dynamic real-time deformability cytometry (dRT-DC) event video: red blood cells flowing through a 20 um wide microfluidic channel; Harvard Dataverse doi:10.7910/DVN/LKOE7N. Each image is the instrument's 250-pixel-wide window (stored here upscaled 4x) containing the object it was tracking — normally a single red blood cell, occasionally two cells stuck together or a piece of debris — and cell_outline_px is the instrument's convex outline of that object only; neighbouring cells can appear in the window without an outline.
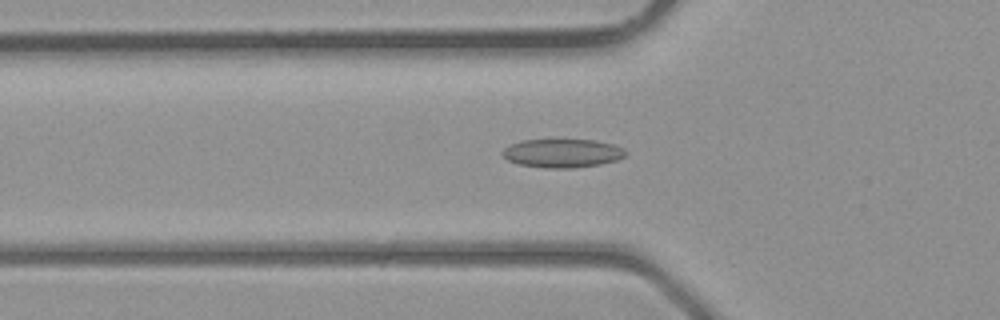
{"species": "common noctule bat (a hibernating species)", "species_latin": "Nyctalus noctula", "temperature_condition": "room temperature", "stored_images_in_passage": 41, "camera_frame_rate_fps": 3000, "um_per_image_px": 0.085, "animal": {"sex": "male", "body_mass_g": 23.1, "forearm_length_mm": 52.7}, "frame": {"image": 1, "passage_image": 14, "time_ms": 4.333, "image_size_px": [1000, 320], "cell_outline_px": [[628, 152], [624, 156], [616, 160], [600, 164], [572, 168], [544, 168], [520, 164], [508, 160], [500, 152], [504, 148], [520, 140], [596, 140], [612, 144], [624, 148]], "centroid_in_image_um": [47.81, 13.02], "position_along_channel_um": 78.0, "area_um2": 20.46}}
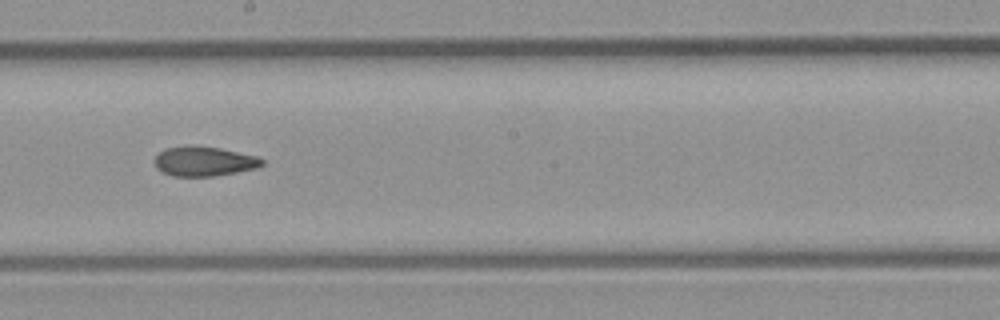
{"frame": {"image": 2, "passage_image": 23, "time_ms": 7.333, "image_size_px": [1000, 320], "cell_outline_px": [[264, 164], [260, 168], [216, 176], [172, 176], [156, 168], [152, 160], [160, 152], [168, 148], [220, 148], [256, 156], [264, 160]], "centroid_in_image_um": [17.39, 13.76], "position_along_channel_um": 230.8, "area_um2": 18.09}}
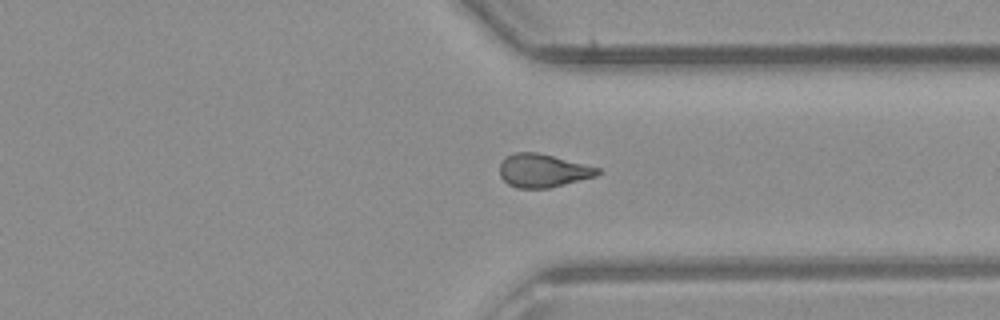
{"frame": {"image": 3, "passage_image": 31, "time_ms": 10.0, "image_size_px": [1000, 320], "cell_outline_px": [[600, 172], [596, 176], [548, 188], [516, 188], [508, 184], [500, 176], [500, 164], [508, 156], [516, 152], [536, 152], [600, 168]], "centroid_in_image_um": [46.13, 14.51], "position_along_channel_um": 365.3, "area_um2": 18.67}}